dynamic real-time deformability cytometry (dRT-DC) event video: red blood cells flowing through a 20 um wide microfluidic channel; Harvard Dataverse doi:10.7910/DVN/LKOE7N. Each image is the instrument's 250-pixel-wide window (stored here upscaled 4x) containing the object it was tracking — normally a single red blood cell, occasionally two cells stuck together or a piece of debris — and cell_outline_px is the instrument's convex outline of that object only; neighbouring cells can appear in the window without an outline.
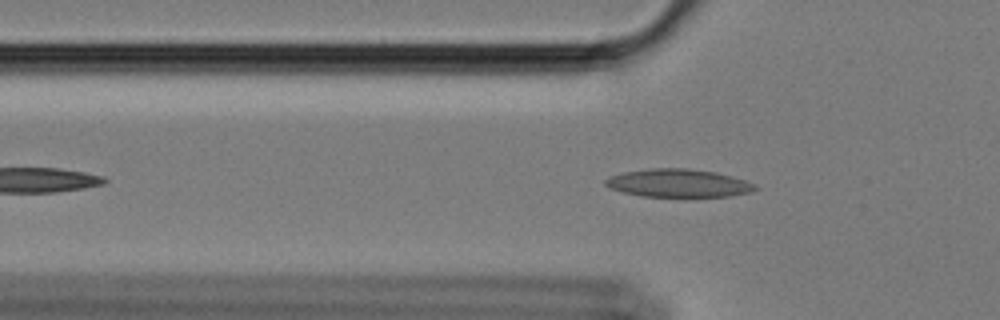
{"species": "Egyptian fruit bat (a non-hibernating species)", "species_latin": "Rousettus aegyptiacus", "temperature_condition": "cold", "stored_images_in_passage": 47, "camera_frame_rate_fps": 3000, "um_per_image_px": 0.085, "animal": {"sex": "female"}, "frame": {"image": 1, "passage_image": 11, "time_ms": 3.333, "image_size_px": [1000, 320], "cell_outline_px": [[760, 188], [752, 192], [732, 196], [640, 196], [624, 192], [612, 188], [604, 184], [604, 180], [612, 176], [624, 172], [648, 168], [688, 168], [716, 172], [732, 176], [756, 184]], "centroid_in_image_um": [57.72, 15.56], "position_along_channel_um": 68.1, "area_um2": 24.45}}
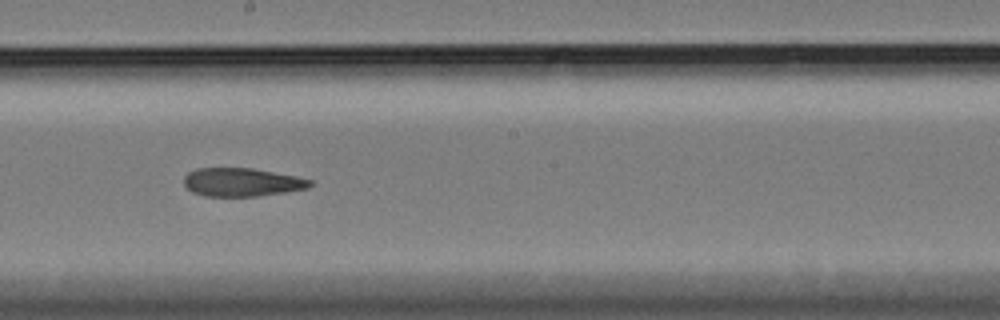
{"frame": {"image": 2, "passage_image": 25, "time_ms": 8.0, "image_size_px": [1000, 320], "cell_outline_px": [[316, 184], [308, 188], [284, 192], [256, 196], [204, 196], [192, 192], [184, 184], [184, 176], [188, 172], [196, 168], [252, 168], [296, 176], [312, 180]], "centroid_in_image_um": [20.57, 15.48], "position_along_channel_um": 227.6, "area_um2": 20.92}}
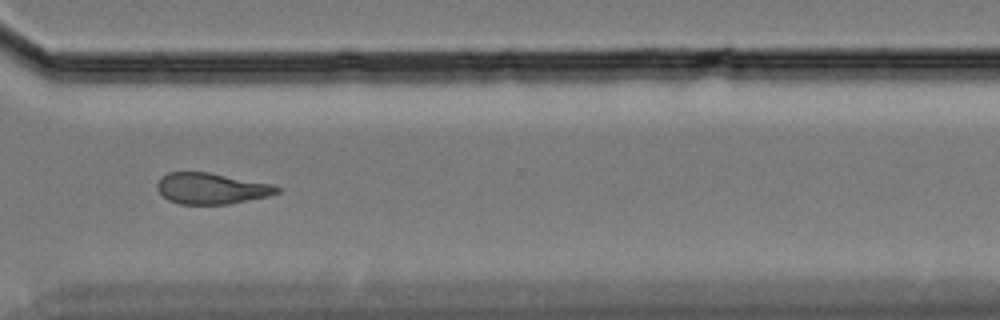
{"frame": {"image": 3, "passage_image": 36, "time_ms": 11.667, "image_size_px": [1000, 320], "cell_outline_px": [[284, 188], [280, 192], [268, 196], [228, 204], [180, 204], [168, 200], [156, 188], [156, 184], [160, 176], [168, 172], [208, 172], [268, 184]], "centroid_in_image_um": [17.93, 16.02], "position_along_channel_um": 352.7, "area_um2": 21.56}, "authors_computed_cell_mechanics": {"area_um2": 22.4264, "velocity_mm_per_s": 3.4139, "shape_relaxation_time_tau1_ms": null, "shape_relaxation_time_tau2_ms": 5.8135, "deformation_change_tau1": null, "deformation_change_tau2": 0.1375}}